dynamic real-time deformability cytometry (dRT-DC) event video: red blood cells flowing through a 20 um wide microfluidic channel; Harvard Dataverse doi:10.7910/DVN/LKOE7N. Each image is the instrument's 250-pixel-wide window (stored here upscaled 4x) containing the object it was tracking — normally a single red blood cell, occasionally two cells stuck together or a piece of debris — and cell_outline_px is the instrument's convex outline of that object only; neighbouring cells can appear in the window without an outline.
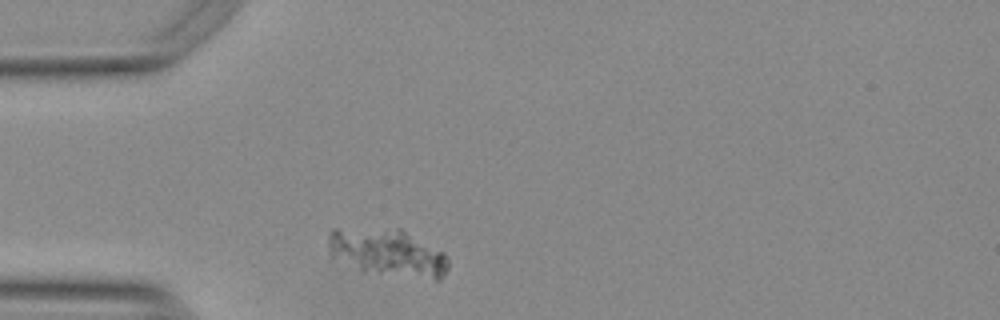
{"species": "Egyptian fruit bat (a non-hibernating species)", "species_latin": "Rousettus aegyptiacus", "temperature_condition": "warm", "stored_images_in_passage": 30, "camera_frame_rate_fps": 3000, "um_per_image_px": 0.085, "animal": {"sex": "female"}, "frame": {"image": 1, "passage_image": 2, "time_ms": 0.333, "image_size_px": [1000, 320], "cell_outline_px": [[448, 268], [440, 280], [436, 280], [364, 272], [328, 260], [328, 232], [332, 228], [400, 228], [444, 252], [448, 256]], "centroid_in_image_um": [32.84, 21.48], "position_along_channel_um": 52.2, "area_um2": 34.39}}
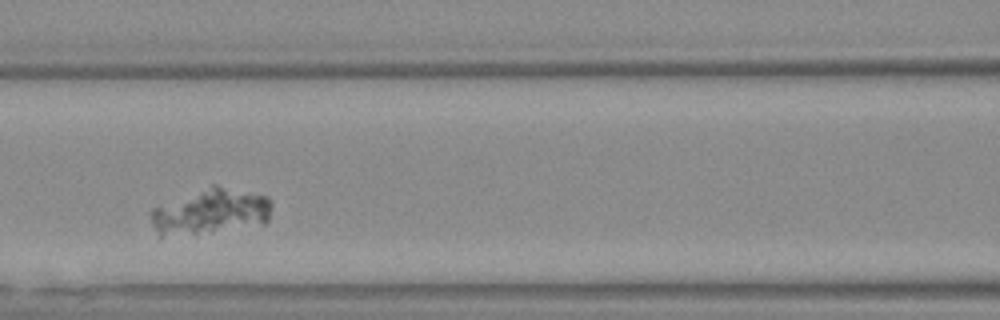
{"frame": {"image": 2, "passage_image": 11, "time_ms": 3.333, "image_size_px": [1000, 320], "cell_outline_px": [[272, 204], [268, 220], [264, 224], [160, 240], [152, 224], [148, 212], [152, 208], [212, 184], [216, 184], [268, 196]], "centroid_in_image_um": [17.83, 18.02], "position_along_channel_um": 148.8, "area_um2": 33.06}}
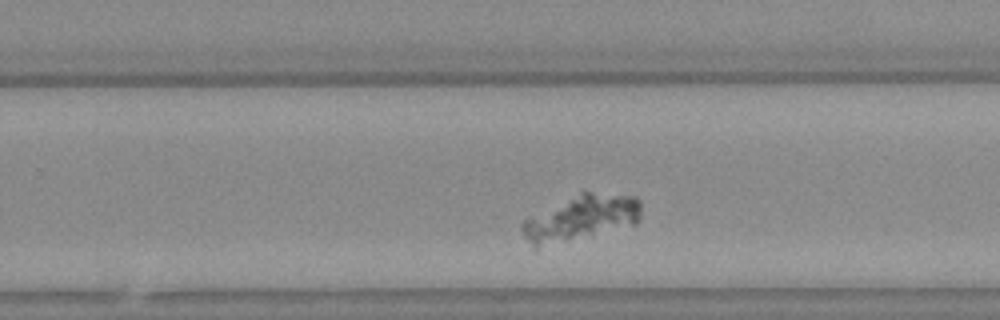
{"frame": {"image": 3, "passage_image": 22, "time_ms": 7.0, "image_size_px": [1000, 320], "cell_outline_px": [[640, 220], [636, 224], [592, 236], [536, 248], [532, 248], [524, 236], [520, 228], [520, 224], [528, 216], [580, 192], [592, 192], [636, 196], [640, 200]], "centroid_in_image_um": [49.35, 18.54], "position_along_channel_um": 280.4, "area_um2": 31.91}}